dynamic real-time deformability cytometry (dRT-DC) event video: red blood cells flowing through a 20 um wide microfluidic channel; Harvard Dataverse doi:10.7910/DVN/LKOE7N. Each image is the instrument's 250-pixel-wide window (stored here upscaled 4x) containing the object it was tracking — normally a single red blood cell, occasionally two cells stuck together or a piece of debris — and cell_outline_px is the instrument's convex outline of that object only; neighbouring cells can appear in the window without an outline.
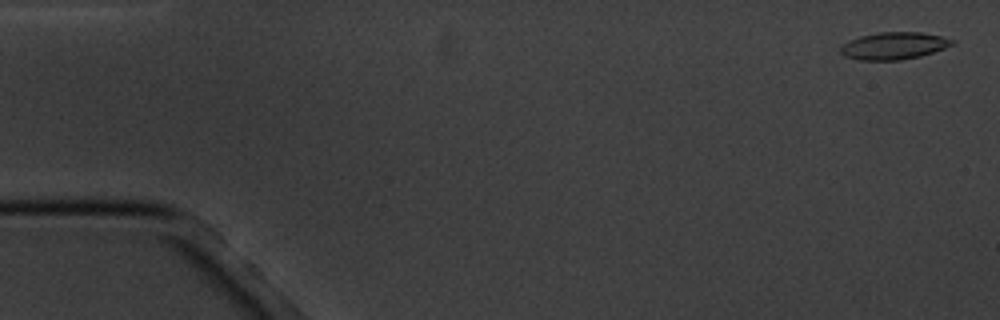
{"species": "common noctule bat (a hibernating species)", "species_latin": "Nyctalus noctula", "temperature_condition": "cold", "stored_images_in_passage": 12, "camera_frame_rate_fps": 3000, "um_per_image_px": 0.085, "animal": {"sex": "male", "body_mass_g": 20.1, "forearm_length_mm": 53.5}, "frame": {"image": 1, "passage_image": 1, "time_ms": 0.0, "image_size_px": [1000, 320], "cell_outline_px": [[956, 40], [952, 44], [944, 48], [920, 56], [900, 60], [860, 60], [844, 56], [840, 52], [840, 48], [844, 44], [860, 36], [880, 32], [920, 32], [940, 36]], "centroid_in_image_um": [75.97, 3.89], "position_along_channel_um": 9.0, "area_um2": 17.46}}
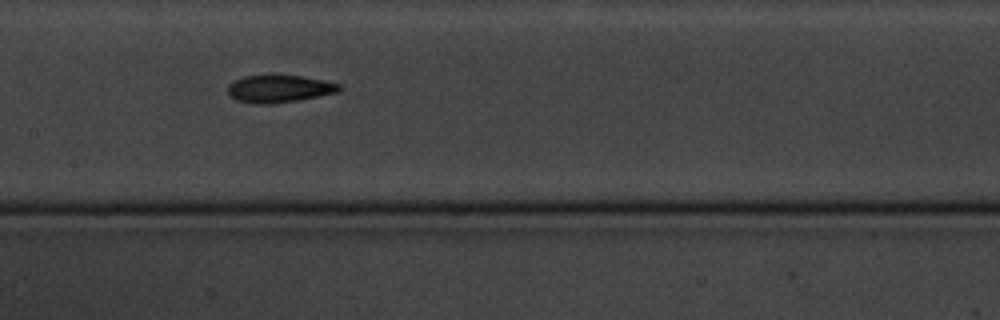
{"frame": {"image": 2, "passage_image": 8, "time_ms": 8.667, "image_size_px": [1000, 320], "cell_outline_px": [[344, 88], [340, 92], [296, 100], [268, 104], [252, 104], [236, 100], [228, 96], [228, 84], [244, 76], [272, 72], [304, 76], [324, 80], [340, 84]], "centroid_in_image_um": [23.72, 7.5], "position_along_channel_um": 183.7, "area_um2": 18.67}}
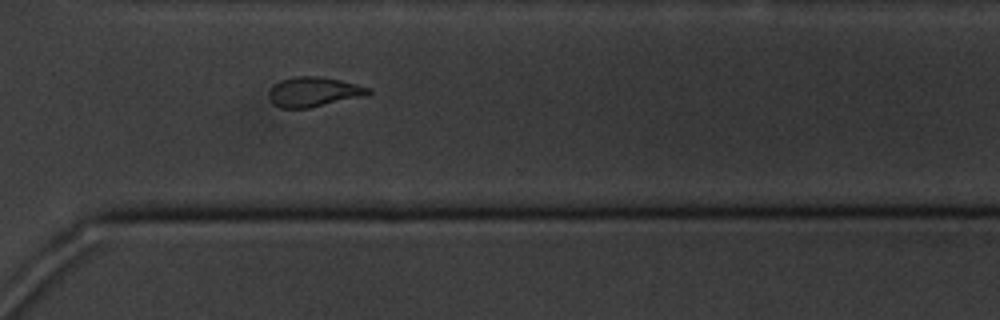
{"frame": {"image": 3, "passage_image": 12, "time_ms": 13.333, "image_size_px": [1000, 320], "cell_outline_px": [[372, 92], [368, 96], [308, 108], [280, 108], [272, 104], [268, 96], [268, 92], [280, 80], [296, 76], [320, 76], [340, 80], [372, 88]], "centroid_in_image_um": [26.7, 7.82], "position_along_channel_um": 343.9, "area_um2": 17.46}}